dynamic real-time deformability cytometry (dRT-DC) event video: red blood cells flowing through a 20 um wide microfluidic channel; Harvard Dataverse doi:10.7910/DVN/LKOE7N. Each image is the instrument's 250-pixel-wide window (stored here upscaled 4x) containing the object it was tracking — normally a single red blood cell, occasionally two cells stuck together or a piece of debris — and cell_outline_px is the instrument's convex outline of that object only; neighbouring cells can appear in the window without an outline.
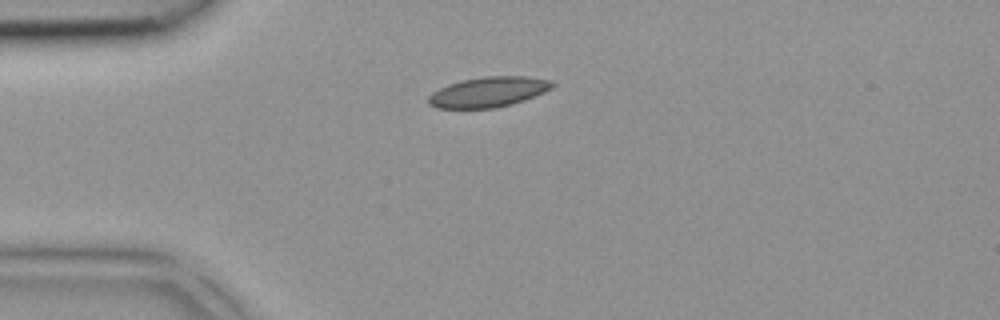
{"species": "common noctule bat (a hibernating species)", "species_latin": "Nyctalus noctula", "temperature_condition": "room temperature", "stored_images_in_passage": 4, "camera_frame_rate_fps": 3000, "um_per_image_px": 0.085, "animal": {"sex": "female", "body_mass_g": 18.4}, "frame": {"image": 1, "passage_image": 4, "time_ms": 1.0, "image_size_px": [1000, 320], "cell_outline_px": [[556, 84], [552, 88], [544, 92], [524, 100], [512, 104], [496, 108], [436, 108], [428, 104], [428, 96], [432, 92], [448, 84], [460, 80], [484, 76], [524, 76], [552, 80]], "centroid_in_image_um": [41.51, 7.81], "position_along_channel_um": 43.5, "area_um2": 21.96}}